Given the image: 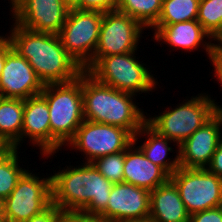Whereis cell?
Returning <instances> with one entry per match:
<instances>
[{"label": "cell", "instance_id": "cell-17", "mask_svg": "<svg viewBox=\"0 0 222 222\" xmlns=\"http://www.w3.org/2000/svg\"><path fill=\"white\" fill-rule=\"evenodd\" d=\"M27 137L34 146L40 147L42 156L51 154L49 109L41 94L24 100L21 143L25 140L23 138Z\"/></svg>", "mask_w": 222, "mask_h": 222}, {"label": "cell", "instance_id": "cell-25", "mask_svg": "<svg viewBox=\"0 0 222 222\" xmlns=\"http://www.w3.org/2000/svg\"><path fill=\"white\" fill-rule=\"evenodd\" d=\"M197 21L215 40L222 39V0H200Z\"/></svg>", "mask_w": 222, "mask_h": 222}, {"label": "cell", "instance_id": "cell-34", "mask_svg": "<svg viewBox=\"0 0 222 222\" xmlns=\"http://www.w3.org/2000/svg\"><path fill=\"white\" fill-rule=\"evenodd\" d=\"M62 2L70 9H73V8L78 9L79 0H62Z\"/></svg>", "mask_w": 222, "mask_h": 222}, {"label": "cell", "instance_id": "cell-8", "mask_svg": "<svg viewBox=\"0 0 222 222\" xmlns=\"http://www.w3.org/2000/svg\"><path fill=\"white\" fill-rule=\"evenodd\" d=\"M26 170L5 199L6 222H24L52 204L51 175L41 178Z\"/></svg>", "mask_w": 222, "mask_h": 222}, {"label": "cell", "instance_id": "cell-38", "mask_svg": "<svg viewBox=\"0 0 222 222\" xmlns=\"http://www.w3.org/2000/svg\"><path fill=\"white\" fill-rule=\"evenodd\" d=\"M125 222H154L151 219H146V220H137V221H125Z\"/></svg>", "mask_w": 222, "mask_h": 222}, {"label": "cell", "instance_id": "cell-19", "mask_svg": "<svg viewBox=\"0 0 222 222\" xmlns=\"http://www.w3.org/2000/svg\"><path fill=\"white\" fill-rule=\"evenodd\" d=\"M150 216L154 222H189L190 214L180 197L178 188L169 178L150 191Z\"/></svg>", "mask_w": 222, "mask_h": 222}, {"label": "cell", "instance_id": "cell-39", "mask_svg": "<svg viewBox=\"0 0 222 222\" xmlns=\"http://www.w3.org/2000/svg\"><path fill=\"white\" fill-rule=\"evenodd\" d=\"M0 222H6L5 215H0Z\"/></svg>", "mask_w": 222, "mask_h": 222}, {"label": "cell", "instance_id": "cell-28", "mask_svg": "<svg viewBox=\"0 0 222 222\" xmlns=\"http://www.w3.org/2000/svg\"><path fill=\"white\" fill-rule=\"evenodd\" d=\"M218 44L214 43L211 54L209 55V60L214 67V77L221 83L222 88V39L215 40Z\"/></svg>", "mask_w": 222, "mask_h": 222}, {"label": "cell", "instance_id": "cell-23", "mask_svg": "<svg viewBox=\"0 0 222 222\" xmlns=\"http://www.w3.org/2000/svg\"><path fill=\"white\" fill-rule=\"evenodd\" d=\"M200 0H163L162 10L155 24H175L197 20Z\"/></svg>", "mask_w": 222, "mask_h": 222}, {"label": "cell", "instance_id": "cell-24", "mask_svg": "<svg viewBox=\"0 0 222 222\" xmlns=\"http://www.w3.org/2000/svg\"><path fill=\"white\" fill-rule=\"evenodd\" d=\"M18 149L10 148L0 157V197L6 199L22 174L27 170L19 166Z\"/></svg>", "mask_w": 222, "mask_h": 222}, {"label": "cell", "instance_id": "cell-33", "mask_svg": "<svg viewBox=\"0 0 222 222\" xmlns=\"http://www.w3.org/2000/svg\"><path fill=\"white\" fill-rule=\"evenodd\" d=\"M12 49V44L7 35H0V76L5 65L6 54Z\"/></svg>", "mask_w": 222, "mask_h": 222}, {"label": "cell", "instance_id": "cell-20", "mask_svg": "<svg viewBox=\"0 0 222 222\" xmlns=\"http://www.w3.org/2000/svg\"><path fill=\"white\" fill-rule=\"evenodd\" d=\"M145 137V142L138 147L144 155L153 163L160 166L169 176H171L178 168H180L179 150H176V157L172 160L168 156V152H173L172 147L168 144L174 141L169 140L167 137L161 136L147 123L133 136V142L137 144L138 137ZM170 160V161H169Z\"/></svg>", "mask_w": 222, "mask_h": 222}, {"label": "cell", "instance_id": "cell-9", "mask_svg": "<svg viewBox=\"0 0 222 222\" xmlns=\"http://www.w3.org/2000/svg\"><path fill=\"white\" fill-rule=\"evenodd\" d=\"M133 143V135L126 129L84 120L75 136L66 144L85 155V162L125 151Z\"/></svg>", "mask_w": 222, "mask_h": 222}, {"label": "cell", "instance_id": "cell-12", "mask_svg": "<svg viewBox=\"0 0 222 222\" xmlns=\"http://www.w3.org/2000/svg\"><path fill=\"white\" fill-rule=\"evenodd\" d=\"M13 21L35 32L58 34L70 8L62 0H10Z\"/></svg>", "mask_w": 222, "mask_h": 222}, {"label": "cell", "instance_id": "cell-10", "mask_svg": "<svg viewBox=\"0 0 222 222\" xmlns=\"http://www.w3.org/2000/svg\"><path fill=\"white\" fill-rule=\"evenodd\" d=\"M170 179L174 182L187 212H195L218 206L222 195V178L206 168H178Z\"/></svg>", "mask_w": 222, "mask_h": 222}, {"label": "cell", "instance_id": "cell-15", "mask_svg": "<svg viewBox=\"0 0 222 222\" xmlns=\"http://www.w3.org/2000/svg\"><path fill=\"white\" fill-rule=\"evenodd\" d=\"M43 87L29 62L12 48L0 76V97L25 100L39 95Z\"/></svg>", "mask_w": 222, "mask_h": 222}, {"label": "cell", "instance_id": "cell-3", "mask_svg": "<svg viewBox=\"0 0 222 222\" xmlns=\"http://www.w3.org/2000/svg\"><path fill=\"white\" fill-rule=\"evenodd\" d=\"M84 118L128 130L133 136L146 123L144 111L138 108L136 95L119 91L82 72Z\"/></svg>", "mask_w": 222, "mask_h": 222}, {"label": "cell", "instance_id": "cell-4", "mask_svg": "<svg viewBox=\"0 0 222 222\" xmlns=\"http://www.w3.org/2000/svg\"><path fill=\"white\" fill-rule=\"evenodd\" d=\"M47 101L51 130V154L62 149L75 136L84 118L82 73L67 83L44 85L40 93Z\"/></svg>", "mask_w": 222, "mask_h": 222}, {"label": "cell", "instance_id": "cell-35", "mask_svg": "<svg viewBox=\"0 0 222 222\" xmlns=\"http://www.w3.org/2000/svg\"><path fill=\"white\" fill-rule=\"evenodd\" d=\"M10 147L2 140H0V157H2Z\"/></svg>", "mask_w": 222, "mask_h": 222}, {"label": "cell", "instance_id": "cell-5", "mask_svg": "<svg viewBox=\"0 0 222 222\" xmlns=\"http://www.w3.org/2000/svg\"><path fill=\"white\" fill-rule=\"evenodd\" d=\"M205 94V95H204ZM171 110L163 111L159 115L146 117V123L161 136L167 137L179 146L189 138L198 128L210 120L222 106H218L206 93L198 97H190Z\"/></svg>", "mask_w": 222, "mask_h": 222}, {"label": "cell", "instance_id": "cell-16", "mask_svg": "<svg viewBox=\"0 0 222 222\" xmlns=\"http://www.w3.org/2000/svg\"><path fill=\"white\" fill-rule=\"evenodd\" d=\"M152 29L155 30L154 37H152L154 40L162 41L161 44L164 42L173 49L181 48V50L192 52L194 49L198 50L201 45L206 50L208 57L212 52L214 39L197 20L175 24H154ZM205 39L210 41L206 42Z\"/></svg>", "mask_w": 222, "mask_h": 222}, {"label": "cell", "instance_id": "cell-1", "mask_svg": "<svg viewBox=\"0 0 222 222\" xmlns=\"http://www.w3.org/2000/svg\"><path fill=\"white\" fill-rule=\"evenodd\" d=\"M12 48L32 66L44 84L67 83L77 79L84 69L63 47L58 34L41 33L11 26Z\"/></svg>", "mask_w": 222, "mask_h": 222}, {"label": "cell", "instance_id": "cell-14", "mask_svg": "<svg viewBox=\"0 0 222 222\" xmlns=\"http://www.w3.org/2000/svg\"><path fill=\"white\" fill-rule=\"evenodd\" d=\"M221 126L222 109L177 147L180 167L206 168L222 140Z\"/></svg>", "mask_w": 222, "mask_h": 222}, {"label": "cell", "instance_id": "cell-32", "mask_svg": "<svg viewBox=\"0 0 222 222\" xmlns=\"http://www.w3.org/2000/svg\"><path fill=\"white\" fill-rule=\"evenodd\" d=\"M206 169L219 177L222 178V140L219 142L218 147L216 148L210 164Z\"/></svg>", "mask_w": 222, "mask_h": 222}, {"label": "cell", "instance_id": "cell-29", "mask_svg": "<svg viewBox=\"0 0 222 222\" xmlns=\"http://www.w3.org/2000/svg\"><path fill=\"white\" fill-rule=\"evenodd\" d=\"M189 222H222V213L217 207L206 209L191 214Z\"/></svg>", "mask_w": 222, "mask_h": 222}, {"label": "cell", "instance_id": "cell-2", "mask_svg": "<svg viewBox=\"0 0 222 222\" xmlns=\"http://www.w3.org/2000/svg\"><path fill=\"white\" fill-rule=\"evenodd\" d=\"M83 164L51 174L52 204L62 212L100 216L107 208L114 184L92 163Z\"/></svg>", "mask_w": 222, "mask_h": 222}, {"label": "cell", "instance_id": "cell-6", "mask_svg": "<svg viewBox=\"0 0 222 222\" xmlns=\"http://www.w3.org/2000/svg\"><path fill=\"white\" fill-rule=\"evenodd\" d=\"M135 52L93 57L85 71L97 81L122 92L136 96L152 92L158 83L146 64L136 59Z\"/></svg>", "mask_w": 222, "mask_h": 222}, {"label": "cell", "instance_id": "cell-36", "mask_svg": "<svg viewBox=\"0 0 222 222\" xmlns=\"http://www.w3.org/2000/svg\"><path fill=\"white\" fill-rule=\"evenodd\" d=\"M0 215H5V199L0 197Z\"/></svg>", "mask_w": 222, "mask_h": 222}, {"label": "cell", "instance_id": "cell-31", "mask_svg": "<svg viewBox=\"0 0 222 222\" xmlns=\"http://www.w3.org/2000/svg\"><path fill=\"white\" fill-rule=\"evenodd\" d=\"M59 222H105L99 216H89L80 212H63Z\"/></svg>", "mask_w": 222, "mask_h": 222}, {"label": "cell", "instance_id": "cell-18", "mask_svg": "<svg viewBox=\"0 0 222 222\" xmlns=\"http://www.w3.org/2000/svg\"><path fill=\"white\" fill-rule=\"evenodd\" d=\"M133 142L125 150L123 182L154 190L164 184L170 176L158 165L153 164Z\"/></svg>", "mask_w": 222, "mask_h": 222}, {"label": "cell", "instance_id": "cell-27", "mask_svg": "<svg viewBox=\"0 0 222 222\" xmlns=\"http://www.w3.org/2000/svg\"><path fill=\"white\" fill-rule=\"evenodd\" d=\"M78 9L105 13L117 9V0H79Z\"/></svg>", "mask_w": 222, "mask_h": 222}, {"label": "cell", "instance_id": "cell-21", "mask_svg": "<svg viewBox=\"0 0 222 222\" xmlns=\"http://www.w3.org/2000/svg\"><path fill=\"white\" fill-rule=\"evenodd\" d=\"M24 100L0 97V140L19 149L23 125Z\"/></svg>", "mask_w": 222, "mask_h": 222}, {"label": "cell", "instance_id": "cell-26", "mask_svg": "<svg viewBox=\"0 0 222 222\" xmlns=\"http://www.w3.org/2000/svg\"><path fill=\"white\" fill-rule=\"evenodd\" d=\"M125 151L97 158L92 164L111 183L117 184L124 179Z\"/></svg>", "mask_w": 222, "mask_h": 222}, {"label": "cell", "instance_id": "cell-7", "mask_svg": "<svg viewBox=\"0 0 222 222\" xmlns=\"http://www.w3.org/2000/svg\"><path fill=\"white\" fill-rule=\"evenodd\" d=\"M103 13L70 9L58 33L63 47L85 70L93 61Z\"/></svg>", "mask_w": 222, "mask_h": 222}, {"label": "cell", "instance_id": "cell-37", "mask_svg": "<svg viewBox=\"0 0 222 222\" xmlns=\"http://www.w3.org/2000/svg\"><path fill=\"white\" fill-rule=\"evenodd\" d=\"M217 208H218L219 211L222 213V195H221V198H220V200H219V203H218Z\"/></svg>", "mask_w": 222, "mask_h": 222}, {"label": "cell", "instance_id": "cell-13", "mask_svg": "<svg viewBox=\"0 0 222 222\" xmlns=\"http://www.w3.org/2000/svg\"><path fill=\"white\" fill-rule=\"evenodd\" d=\"M150 191L121 182L114 184L106 210L99 216L105 222L146 220L150 216Z\"/></svg>", "mask_w": 222, "mask_h": 222}, {"label": "cell", "instance_id": "cell-30", "mask_svg": "<svg viewBox=\"0 0 222 222\" xmlns=\"http://www.w3.org/2000/svg\"><path fill=\"white\" fill-rule=\"evenodd\" d=\"M62 214L63 212L56 205L51 204L42 213L35 215L24 222H59Z\"/></svg>", "mask_w": 222, "mask_h": 222}, {"label": "cell", "instance_id": "cell-11", "mask_svg": "<svg viewBox=\"0 0 222 222\" xmlns=\"http://www.w3.org/2000/svg\"><path fill=\"white\" fill-rule=\"evenodd\" d=\"M143 30L145 28L137 20L117 9L103 13L99 39L93 57L136 51Z\"/></svg>", "mask_w": 222, "mask_h": 222}, {"label": "cell", "instance_id": "cell-22", "mask_svg": "<svg viewBox=\"0 0 222 222\" xmlns=\"http://www.w3.org/2000/svg\"><path fill=\"white\" fill-rule=\"evenodd\" d=\"M163 0H117V10L137 20L145 29H150L162 10Z\"/></svg>", "mask_w": 222, "mask_h": 222}]
</instances>
